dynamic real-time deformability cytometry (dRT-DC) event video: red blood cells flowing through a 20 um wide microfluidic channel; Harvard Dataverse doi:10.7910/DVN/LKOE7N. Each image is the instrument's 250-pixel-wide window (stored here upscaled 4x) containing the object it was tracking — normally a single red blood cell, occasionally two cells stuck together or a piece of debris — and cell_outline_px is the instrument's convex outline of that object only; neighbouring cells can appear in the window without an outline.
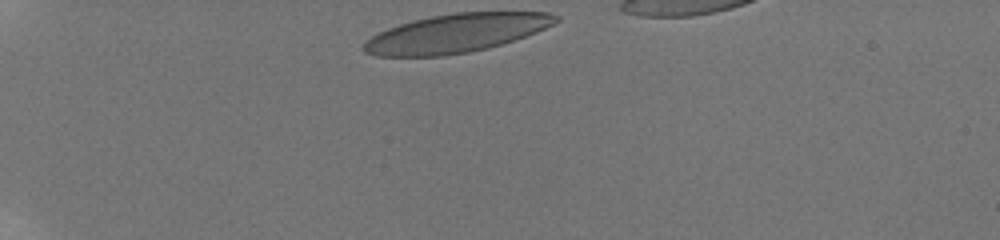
{"species": "human", "species_latin": "Homo sapiens", "temperature_condition": "room temperature", "stored_images_in_passage": 36, "camera_frame_rate_fps": 3000, "um_per_image_px": 0.085, "donor": {"sex": "male"}, "frame": {"image": 1, "passage_image": 1, "time_ms": 0.0, "image_size_px": [1000, 240], "cell_outline_px": [[560, 20], [536, 32], [488, 48], [468, 52], [444, 56], [376, 56], [364, 52], [360, 48], [364, 40], [388, 28], [400, 24], [432, 16], [456, 12], [548, 12], [560, 16]], "centroid_in_image_um": [38.74, 2.83], "position_along_channel_um": 46.3, "area_um2": 42.95}}
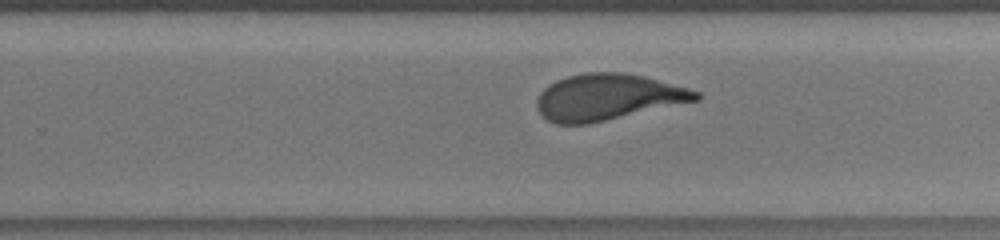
{"frame": {"image": 2, "passage_image": 24, "time_ms": 7.667, "image_size_px": [1000, 240], "cell_outline_px": [[700, 100], [588, 124], [556, 124], [548, 120], [536, 108], [536, 100], [540, 92], [548, 84], [556, 80], [568, 76], [584, 72], [620, 72], [644, 76], [688, 88], [700, 92]], "centroid_in_image_um": [51.64, 8.25], "position_along_channel_um": 278.2, "area_um2": 42.89}}
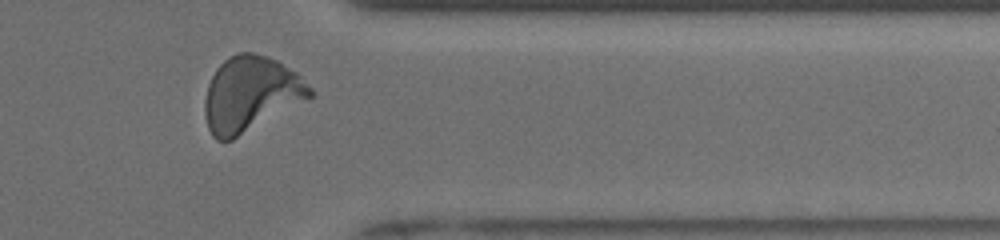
{"frame": {"image": 3, "passage_image": 33, "time_ms": 10.667, "image_size_px": [1000, 240], "cell_outline_px": [[312, 96], [232, 140], [216, 140], [212, 136], [208, 128], [204, 116], [204, 100], [208, 84], [216, 68], [228, 56], [236, 52], [252, 52], [268, 56], [276, 60], [296, 72], [312, 88]], "centroid_in_image_um": [21.26, 7.98], "position_along_channel_um": 390.1, "area_um2": 45.78}, "authors_computed_cell_mechanics": {"area_um2": 43.4945, "velocity_mm_per_s": 3.8113, "shape_relaxation_time_tau1_ms": 4.8598, "shape_relaxation_time_tau2_ms": 0.7489, "deformation_change_tau1": 0.212, "deformation_change_tau2": 0.0711}}